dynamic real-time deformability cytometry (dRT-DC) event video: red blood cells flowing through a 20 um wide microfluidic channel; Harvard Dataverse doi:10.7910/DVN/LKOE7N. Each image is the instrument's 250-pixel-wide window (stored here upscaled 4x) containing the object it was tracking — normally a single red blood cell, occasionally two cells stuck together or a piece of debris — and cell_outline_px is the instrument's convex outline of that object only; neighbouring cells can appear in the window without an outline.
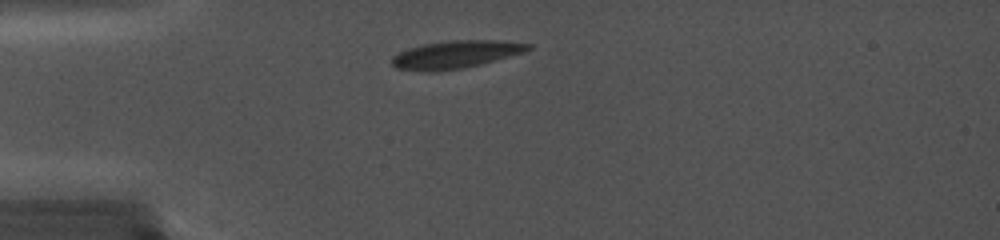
{"species": "common noctule bat (a hibernating species)", "species_latin": "Nyctalus noctula", "temperature_condition": "cold", "stored_images_in_passage": 10, "camera_frame_rate_fps": 5000, "um_per_image_px": 0.085, "animal": {"sex": "female", "body_mass_g": 19.0, "forearm_length_mm": 56.7}, "frame": {"image": 1, "passage_image": 8, "time_ms": 1.4, "image_size_px": [1000, 240], "cell_outline_px": [[532, 48], [524, 52], [496, 60], [464, 68], [432, 72], [424, 72], [396, 68], [392, 64], [392, 56], [408, 48], [424, 44], [452, 40], [496, 40], [532, 44]], "centroid_in_image_um": [38.72, 4.64], "position_along_channel_um": 46.3, "area_um2": 21.96}}